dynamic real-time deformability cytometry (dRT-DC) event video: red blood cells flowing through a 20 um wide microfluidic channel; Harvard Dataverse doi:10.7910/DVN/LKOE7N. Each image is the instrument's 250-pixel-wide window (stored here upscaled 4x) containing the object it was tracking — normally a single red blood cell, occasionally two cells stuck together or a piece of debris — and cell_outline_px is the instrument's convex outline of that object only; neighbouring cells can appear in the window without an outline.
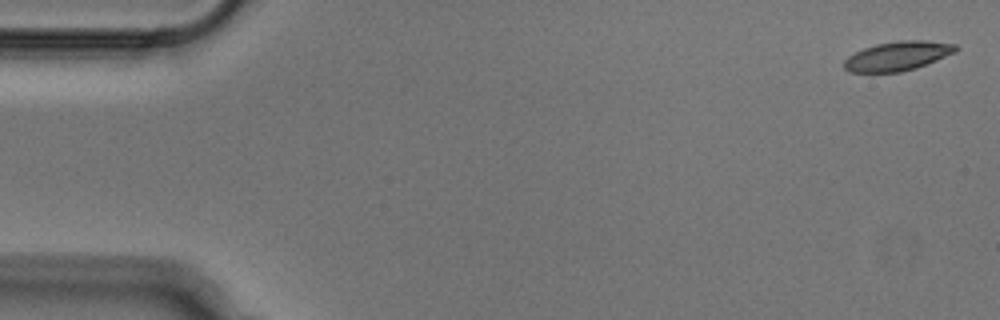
{"species": "Egyptian fruit bat (a non-hibernating species)", "species_latin": "Rousettus aegyptiacus", "temperature_condition": "cold", "stored_images_in_passage": 52, "camera_frame_rate_fps": 3000, "um_per_image_px": 0.085, "animal": {"sex": "male"}, "frame": {"image": 1, "passage_image": 1, "time_ms": 0.0, "image_size_px": [1000, 320], "cell_outline_px": [[956, 52], [916, 68], [900, 72], [848, 72], [844, 68], [844, 60], [848, 56], [864, 48], [876, 44], [900, 40], [924, 40], [956, 44]], "centroid_in_image_um": [76.28, 4.76], "position_along_channel_um": 8.7, "area_um2": 18.9}}
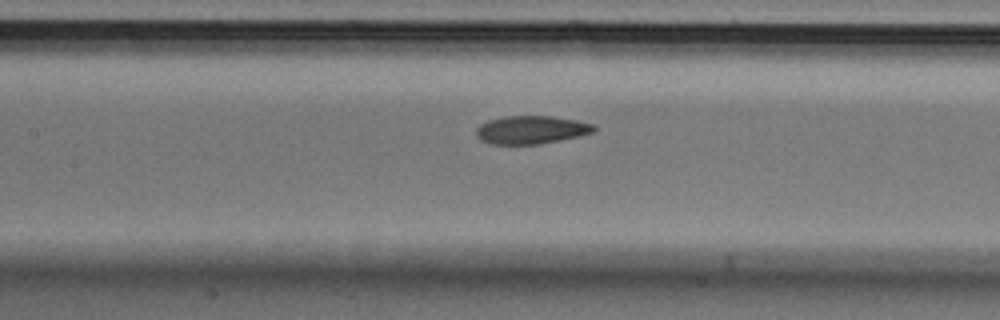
{"frame": {"image": 2, "passage_image": 23, "time_ms": 7.333, "image_size_px": [1000, 320], "cell_outline_px": [[596, 132], [580, 136], [540, 144], [492, 144], [480, 140], [476, 136], [476, 128], [480, 124], [488, 120], [504, 116], [552, 116], [576, 120], [596, 124]], "centroid_in_image_um": [45.18, 11.03], "position_along_channel_um": 162.2, "area_um2": 19.54}}
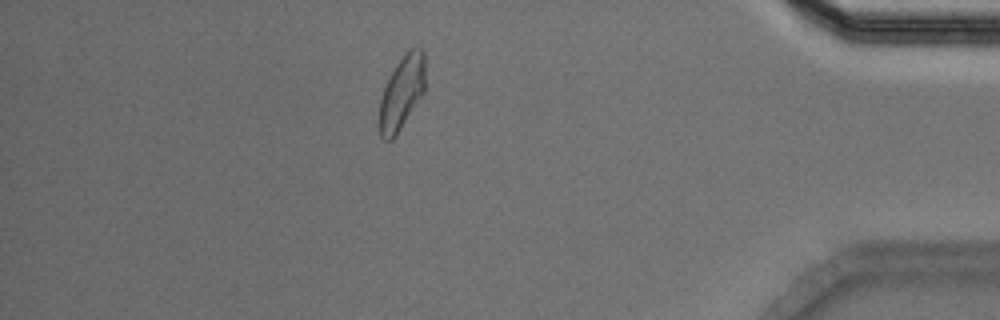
{"frame": {"image": 3, "passage_image": 45, "time_ms": 14.667, "image_size_px": [1000, 320], "cell_outline_px": [[424, 92], [396, 136], [392, 140], [384, 140], [380, 136], [376, 124], [380, 100], [384, 88], [396, 64], [404, 52], [408, 48], [420, 48], [424, 52]], "centroid_in_image_um": [34.11, 7.93], "position_along_channel_um": 401.1, "area_um2": 19.94}}